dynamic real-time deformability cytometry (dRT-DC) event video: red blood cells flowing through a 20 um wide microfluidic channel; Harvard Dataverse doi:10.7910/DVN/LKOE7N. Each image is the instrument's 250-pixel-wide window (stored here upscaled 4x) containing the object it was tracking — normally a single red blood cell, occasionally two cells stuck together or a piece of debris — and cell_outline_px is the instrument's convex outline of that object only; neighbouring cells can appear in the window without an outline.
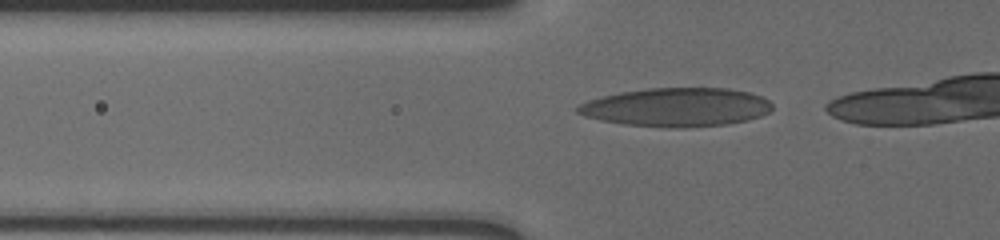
{"species": "human", "species_latin": "Homo sapiens", "temperature_condition": "cold", "stored_images_in_passage": 9, "camera_frame_rate_fps": 3000, "um_per_image_px": 0.085, "donor": {"sex": "male"}, "frame": {"image": 1, "passage_image": 2, "time_ms": 0.333, "image_size_px": [1000, 240], "cell_outline_px": [[772, 108], [768, 112], [760, 116], [748, 120], [724, 124], [680, 128], [672, 128], [624, 124], [600, 120], [584, 116], [576, 112], [576, 108], [580, 104], [588, 100], [620, 92], [648, 88], [728, 88], [748, 92], [760, 96], [768, 100], [772, 104]], "centroid_in_image_um": [57.49, 9.11], "position_along_channel_um": 68.3, "area_um2": 43.7}}
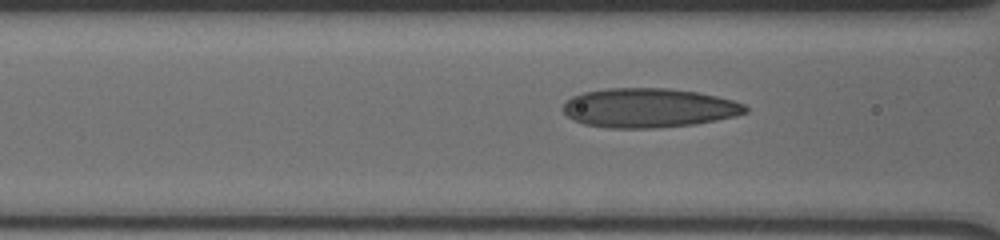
{"frame": {"image": 2, "passage_image": 6, "time_ms": 1.667, "image_size_px": [1000, 240], "cell_outline_px": [[748, 112], [736, 116], [696, 124], [656, 128], [608, 128], [584, 124], [572, 120], [560, 108], [572, 96], [584, 92], [608, 88], [668, 88], [696, 92], [716, 96], [732, 100], [744, 104], [748, 108]], "centroid_in_image_um": [55.13, 9.18], "position_along_channel_um": 111.5, "area_um2": 41.91}}